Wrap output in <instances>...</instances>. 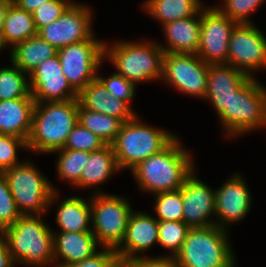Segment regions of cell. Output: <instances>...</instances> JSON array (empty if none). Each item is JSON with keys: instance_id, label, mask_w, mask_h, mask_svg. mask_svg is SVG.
Here are the masks:
<instances>
[{"instance_id": "6da1fadb", "label": "cell", "mask_w": 266, "mask_h": 267, "mask_svg": "<svg viewBox=\"0 0 266 267\" xmlns=\"http://www.w3.org/2000/svg\"><path fill=\"white\" fill-rule=\"evenodd\" d=\"M176 136L164 149L143 160L130 172L142 192L148 195L179 190L196 168L194 156Z\"/></svg>"}, {"instance_id": "7a4b0ae2", "label": "cell", "mask_w": 266, "mask_h": 267, "mask_svg": "<svg viewBox=\"0 0 266 267\" xmlns=\"http://www.w3.org/2000/svg\"><path fill=\"white\" fill-rule=\"evenodd\" d=\"M78 110V99L36 102L27 151L35 155L51 154L64 148L68 135L78 123Z\"/></svg>"}, {"instance_id": "3957f363", "label": "cell", "mask_w": 266, "mask_h": 267, "mask_svg": "<svg viewBox=\"0 0 266 267\" xmlns=\"http://www.w3.org/2000/svg\"><path fill=\"white\" fill-rule=\"evenodd\" d=\"M42 217L21 215L1 232L16 265L54 267L53 231Z\"/></svg>"}, {"instance_id": "277c9868", "label": "cell", "mask_w": 266, "mask_h": 267, "mask_svg": "<svg viewBox=\"0 0 266 267\" xmlns=\"http://www.w3.org/2000/svg\"><path fill=\"white\" fill-rule=\"evenodd\" d=\"M105 41L104 60L135 86L138 83L159 81L162 76L164 50L158 41L143 39L139 41Z\"/></svg>"}, {"instance_id": "5b68a950", "label": "cell", "mask_w": 266, "mask_h": 267, "mask_svg": "<svg viewBox=\"0 0 266 267\" xmlns=\"http://www.w3.org/2000/svg\"><path fill=\"white\" fill-rule=\"evenodd\" d=\"M229 232L217 225L190 228L175 256L178 267H237Z\"/></svg>"}, {"instance_id": "8992f818", "label": "cell", "mask_w": 266, "mask_h": 267, "mask_svg": "<svg viewBox=\"0 0 266 267\" xmlns=\"http://www.w3.org/2000/svg\"><path fill=\"white\" fill-rule=\"evenodd\" d=\"M218 118L225 139L266 129V86L257 77H250L231 96L230 111Z\"/></svg>"}, {"instance_id": "52a82bcc", "label": "cell", "mask_w": 266, "mask_h": 267, "mask_svg": "<svg viewBox=\"0 0 266 267\" xmlns=\"http://www.w3.org/2000/svg\"><path fill=\"white\" fill-rule=\"evenodd\" d=\"M142 120L136 114L124 122L112 143L121 172L131 171L143 160L164 149L177 136L175 132L150 126Z\"/></svg>"}, {"instance_id": "ba28073f", "label": "cell", "mask_w": 266, "mask_h": 267, "mask_svg": "<svg viewBox=\"0 0 266 267\" xmlns=\"http://www.w3.org/2000/svg\"><path fill=\"white\" fill-rule=\"evenodd\" d=\"M21 215H46L57 187L29 159L3 171ZM45 213V214H44Z\"/></svg>"}, {"instance_id": "9c48e42d", "label": "cell", "mask_w": 266, "mask_h": 267, "mask_svg": "<svg viewBox=\"0 0 266 267\" xmlns=\"http://www.w3.org/2000/svg\"><path fill=\"white\" fill-rule=\"evenodd\" d=\"M92 233L102 248L117 249L123 242L134 210L128 198L111 193L90 194Z\"/></svg>"}, {"instance_id": "30bf717a", "label": "cell", "mask_w": 266, "mask_h": 267, "mask_svg": "<svg viewBox=\"0 0 266 267\" xmlns=\"http://www.w3.org/2000/svg\"><path fill=\"white\" fill-rule=\"evenodd\" d=\"M58 49L63 74L79 93L100 73L104 61L105 41L95 37Z\"/></svg>"}, {"instance_id": "8fae6325", "label": "cell", "mask_w": 266, "mask_h": 267, "mask_svg": "<svg viewBox=\"0 0 266 267\" xmlns=\"http://www.w3.org/2000/svg\"><path fill=\"white\" fill-rule=\"evenodd\" d=\"M208 65L197 54L164 53L160 81L181 94L204 100Z\"/></svg>"}, {"instance_id": "7c38bea8", "label": "cell", "mask_w": 266, "mask_h": 267, "mask_svg": "<svg viewBox=\"0 0 266 267\" xmlns=\"http://www.w3.org/2000/svg\"><path fill=\"white\" fill-rule=\"evenodd\" d=\"M227 64L256 78L266 70V36L256 23H238L231 34Z\"/></svg>"}, {"instance_id": "4fadbf2b", "label": "cell", "mask_w": 266, "mask_h": 267, "mask_svg": "<svg viewBox=\"0 0 266 267\" xmlns=\"http://www.w3.org/2000/svg\"><path fill=\"white\" fill-rule=\"evenodd\" d=\"M237 24L214 5L206 4L201 9V30L197 55L206 64H227L229 42Z\"/></svg>"}, {"instance_id": "5bb4252c", "label": "cell", "mask_w": 266, "mask_h": 267, "mask_svg": "<svg viewBox=\"0 0 266 267\" xmlns=\"http://www.w3.org/2000/svg\"><path fill=\"white\" fill-rule=\"evenodd\" d=\"M93 15L92 7L83 1H75L57 20L41 28L37 35L57 49L88 40L94 34Z\"/></svg>"}, {"instance_id": "9a60e30c", "label": "cell", "mask_w": 266, "mask_h": 267, "mask_svg": "<svg viewBox=\"0 0 266 267\" xmlns=\"http://www.w3.org/2000/svg\"><path fill=\"white\" fill-rule=\"evenodd\" d=\"M244 177L235 171L219 188H215V225L220 228L229 230L246 219L252 208V193Z\"/></svg>"}, {"instance_id": "2e32d148", "label": "cell", "mask_w": 266, "mask_h": 267, "mask_svg": "<svg viewBox=\"0 0 266 267\" xmlns=\"http://www.w3.org/2000/svg\"><path fill=\"white\" fill-rule=\"evenodd\" d=\"M183 221L190 228L215 225V188L212 189L196 175V168L182 187Z\"/></svg>"}, {"instance_id": "e0dca14e", "label": "cell", "mask_w": 266, "mask_h": 267, "mask_svg": "<svg viewBox=\"0 0 266 267\" xmlns=\"http://www.w3.org/2000/svg\"><path fill=\"white\" fill-rule=\"evenodd\" d=\"M29 82L35 102L78 99V92L63 74L58 54L40 63L30 73Z\"/></svg>"}, {"instance_id": "ac0fdd59", "label": "cell", "mask_w": 266, "mask_h": 267, "mask_svg": "<svg viewBox=\"0 0 266 267\" xmlns=\"http://www.w3.org/2000/svg\"><path fill=\"white\" fill-rule=\"evenodd\" d=\"M157 244L158 220L148 212L133 210L128 218L123 242L115 251L119 262L127 263L145 257L146 252Z\"/></svg>"}, {"instance_id": "d6986e66", "label": "cell", "mask_w": 266, "mask_h": 267, "mask_svg": "<svg viewBox=\"0 0 266 267\" xmlns=\"http://www.w3.org/2000/svg\"><path fill=\"white\" fill-rule=\"evenodd\" d=\"M250 76L228 64H209L205 101L215 108L217 117L230 111L231 96Z\"/></svg>"}, {"instance_id": "ffe728a7", "label": "cell", "mask_w": 266, "mask_h": 267, "mask_svg": "<svg viewBox=\"0 0 266 267\" xmlns=\"http://www.w3.org/2000/svg\"><path fill=\"white\" fill-rule=\"evenodd\" d=\"M101 248L92 231H53L54 267L83 261Z\"/></svg>"}, {"instance_id": "44dd1931", "label": "cell", "mask_w": 266, "mask_h": 267, "mask_svg": "<svg viewBox=\"0 0 266 267\" xmlns=\"http://www.w3.org/2000/svg\"><path fill=\"white\" fill-rule=\"evenodd\" d=\"M60 191H53L50 202L49 209H52L57 205L56 209V223L59 230L52 231H61V232H87L92 231L91 225V206L90 199L87 197L82 198V196L73 195L66 196L59 200L58 197H61L59 194ZM58 201V202H57ZM61 201V202H59Z\"/></svg>"}, {"instance_id": "7402d4cb", "label": "cell", "mask_w": 266, "mask_h": 267, "mask_svg": "<svg viewBox=\"0 0 266 267\" xmlns=\"http://www.w3.org/2000/svg\"><path fill=\"white\" fill-rule=\"evenodd\" d=\"M119 172L121 170L118 167L112 144H106L101 149L90 152L89 158H86L80 180L73 188L81 189V191L90 189L92 190L90 194L104 193L100 189L101 185Z\"/></svg>"}, {"instance_id": "603a6c76", "label": "cell", "mask_w": 266, "mask_h": 267, "mask_svg": "<svg viewBox=\"0 0 266 267\" xmlns=\"http://www.w3.org/2000/svg\"><path fill=\"white\" fill-rule=\"evenodd\" d=\"M161 27L166 42H158V44L164 53L197 54L201 30V10L194 16L168 22Z\"/></svg>"}, {"instance_id": "cb8c5ba5", "label": "cell", "mask_w": 266, "mask_h": 267, "mask_svg": "<svg viewBox=\"0 0 266 267\" xmlns=\"http://www.w3.org/2000/svg\"><path fill=\"white\" fill-rule=\"evenodd\" d=\"M35 104L33 98L0 101V134L13 135L27 141Z\"/></svg>"}, {"instance_id": "d4e9b609", "label": "cell", "mask_w": 266, "mask_h": 267, "mask_svg": "<svg viewBox=\"0 0 266 267\" xmlns=\"http://www.w3.org/2000/svg\"><path fill=\"white\" fill-rule=\"evenodd\" d=\"M9 50V61L28 75L40 63L58 54V49L39 35L28 38Z\"/></svg>"}, {"instance_id": "484cf974", "label": "cell", "mask_w": 266, "mask_h": 267, "mask_svg": "<svg viewBox=\"0 0 266 267\" xmlns=\"http://www.w3.org/2000/svg\"><path fill=\"white\" fill-rule=\"evenodd\" d=\"M204 0H143V12L161 26L196 15L205 5Z\"/></svg>"}, {"instance_id": "4316f807", "label": "cell", "mask_w": 266, "mask_h": 267, "mask_svg": "<svg viewBox=\"0 0 266 267\" xmlns=\"http://www.w3.org/2000/svg\"><path fill=\"white\" fill-rule=\"evenodd\" d=\"M37 35L33 14L19 8L13 2L10 4L1 34L5 47L12 49L16 44Z\"/></svg>"}, {"instance_id": "83f0119b", "label": "cell", "mask_w": 266, "mask_h": 267, "mask_svg": "<svg viewBox=\"0 0 266 267\" xmlns=\"http://www.w3.org/2000/svg\"><path fill=\"white\" fill-rule=\"evenodd\" d=\"M78 122L101 138L105 144H112L123 122L113 116L85 109L79 103Z\"/></svg>"}, {"instance_id": "f1b7e54d", "label": "cell", "mask_w": 266, "mask_h": 267, "mask_svg": "<svg viewBox=\"0 0 266 267\" xmlns=\"http://www.w3.org/2000/svg\"><path fill=\"white\" fill-rule=\"evenodd\" d=\"M10 66L0 68V101L33 98L29 75L10 61Z\"/></svg>"}, {"instance_id": "f546056e", "label": "cell", "mask_w": 266, "mask_h": 267, "mask_svg": "<svg viewBox=\"0 0 266 267\" xmlns=\"http://www.w3.org/2000/svg\"><path fill=\"white\" fill-rule=\"evenodd\" d=\"M58 154L56 161L57 178L74 187L80 180L83 167L86 164V158H89L90 152L82 150H71L62 148L52 152Z\"/></svg>"}, {"instance_id": "4dcf8cb0", "label": "cell", "mask_w": 266, "mask_h": 267, "mask_svg": "<svg viewBox=\"0 0 266 267\" xmlns=\"http://www.w3.org/2000/svg\"><path fill=\"white\" fill-rule=\"evenodd\" d=\"M189 229L184 221L158 220V245L168 250L161 256L175 257L182 249Z\"/></svg>"}, {"instance_id": "1f68e13d", "label": "cell", "mask_w": 266, "mask_h": 267, "mask_svg": "<svg viewBox=\"0 0 266 267\" xmlns=\"http://www.w3.org/2000/svg\"><path fill=\"white\" fill-rule=\"evenodd\" d=\"M152 196L155 197L152 208L157 220L183 221L181 188L176 191L160 192Z\"/></svg>"}, {"instance_id": "d6a6232c", "label": "cell", "mask_w": 266, "mask_h": 267, "mask_svg": "<svg viewBox=\"0 0 266 267\" xmlns=\"http://www.w3.org/2000/svg\"><path fill=\"white\" fill-rule=\"evenodd\" d=\"M266 0H222L214 6L236 23H254L252 15ZM218 5V6H217ZM252 17V19H251Z\"/></svg>"}, {"instance_id": "836d02e7", "label": "cell", "mask_w": 266, "mask_h": 267, "mask_svg": "<svg viewBox=\"0 0 266 267\" xmlns=\"http://www.w3.org/2000/svg\"><path fill=\"white\" fill-rule=\"evenodd\" d=\"M109 97L110 93L97 77L78 93V101L85 109L102 114H106Z\"/></svg>"}, {"instance_id": "e575fe53", "label": "cell", "mask_w": 266, "mask_h": 267, "mask_svg": "<svg viewBox=\"0 0 266 267\" xmlns=\"http://www.w3.org/2000/svg\"><path fill=\"white\" fill-rule=\"evenodd\" d=\"M100 75L101 73H97V78L105 86L106 90L110 93V96L125 101L133 109L131 101L135 100L133 98L137 95V87L124 76L116 73L115 71L108 77Z\"/></svg>"}, {"instance_id": "d590c367", "label": "cell", "mask_w": 266, "mask_h": 267, "mask_svg": "<svg viewBox=\"0 0 266 267\" xmlns=\"http://www.w3.org/2000/svg\"><path fill=\"white\" fill-rule=\"evenodd\" d=\"M105 145L101 138L78 122L68 135L64 148L92 152L101 149Z\"/></svg>"}, {"instance_id": "8d00e7d4", "label": "cell", "mask_w": 266, "mask_h": 267, "mask_svg": "<svg viewBox=\"0 0 266 267\" xmlns=\"http://www.w3.org/2000/svg\"><path fill=\"white\" fill-rule=\"evenodd\" d=\"M28 150L27 141L25 139L0 134V172L19 165L23 160H19L18 151Z\"/></svg>"}, {"instance_id": "74e56055", "label": "cell", "mask_w": 266, "mask_h": 267, "mask_svg": "<svg viewBox=\"0 0 266 267\" xmlns=\"http://www.w3.org/2000/svg\"><path fill=\"white\" fill-rule=\"evenodd\" d=\"M20 216L7 179L4 173L0 172V232L11 226Z\"/></svg>"}, {"instance_id": "f35d334b", "label": "cell", "mask_w": 266, "mask_h": 267, "mask_svg": "<svg viewBox=\"0 0 266 267\" xmlns=\"http://www.w3.org/2000/svg\"><path fill=\"white\" fill-rule=\"evenodd\" d=\"M74 0H50L41 4L32 14L37 32L57 20Z\"/></svg>"}, {"instance_id": "ab89813d", "label": "cell", "mask_w": 266, "mask_h": 267, "mask_svg": "<svg viewBox=\"0 0 266 267\" xmlns=\"http://www.w3.org/2000/svg\"><path fill=\"white\" fill-rule=\"evenodd\" d=\"M120 264L115 249L101 248L83 261L58 267H117Z\"/></svg>"}, {"instance_id": "60d3db41", "label": "cell", "mask_w": 266, "mask_h": 267, "mask_svg": "<svg viewBox=\"0 0 266 267\" xmlns=\"http://www.w3.org/2000/svg\"><path fill=\"white\" fill-rule=\"evenodd\" d=\"M106 115L116 117L124 123L131 120L136 115V111L125 101L110 96L107 98Z\"/></svg>"}, {"instance_id": "b9f144b4", "label": "cell", "mask_w": 266, "mask_h": 267, "mask_svg": "<svg viewBox=\"0 0 266 267\" xmlns=\"http://www.w3.org/2000/svg\"><path fill=\"white\" fill-rule=\"evenodd\" d=\"M128 267H178L175 257L145 256L125 263Z\"/></svg>"}, {"instance_id": "7bdbcfd3", "label": "cell", "mask_w": 266, "mask_h": 267, "mask_svg": "<svg viewBox=\"0 0 266 267\" xmlns=\"http://www.w3.org/2000/svg\"><path fill=\"white\" fill-rule=\"evenodd\" d=\"M0 267H16L12 260L5 237L0 232Z\"/></svg>"}, {"instance_id": "ee69618b", "label": "cell", "mask_w": 266, "mask_h": 267, "mask_svg": "<svg viewBox=\"0 0 266 267\" xmlns=\"http://www.w3.org/2000/svg\"><path fill=\"white\" fill-rule=\"evenodd\" d=\"M49 1L50 0H13V3L19 8L24 9L29 13H33L41 4Z\"/></svg>"}, {"instance_id": "f6af8a7d", "label": "cell", "mask_w": 266, "mask_h": 267, "mask_svg": "<svg viewBox=\"0 0 266 267\" xmlns=\"http://www.w3.org/2000/svg\"><path fill=\"white\" fill-rule=\"evenodd\" d=\"M13 1L11 0H0V35L3 32L4 20L6 12Z\"/></svg>"}, {"instance_id": "bcb514c9", "label": "cell", "mask_w": 266, "mask_h": 267, "mask_svg": "<svg viewBox=\"0 0 266 267\" xmlns=\"http://www.w3.org/2000/svg\"><path fill=\"white\" fill-rule=\"evenodd\" d=\"M6 47L4 46V44H3V42H2V37H1V35H0V52L3 50L4 51V49H5Z\"/></svg>"}, {"instance_id": "7dc6e473", "label": "cell", "mask_w": 266, "mask_h": 267, "mask_svg": "<svg viewBox=\"0 0 266 267\" xmlns=\"http://www.w3.org/2000/svg\"><path fill=\"white\" fill-rule=\"evenodd\" d=\"M117 267H128L125 263H120Z\"/></svg>"}]
</instances>
